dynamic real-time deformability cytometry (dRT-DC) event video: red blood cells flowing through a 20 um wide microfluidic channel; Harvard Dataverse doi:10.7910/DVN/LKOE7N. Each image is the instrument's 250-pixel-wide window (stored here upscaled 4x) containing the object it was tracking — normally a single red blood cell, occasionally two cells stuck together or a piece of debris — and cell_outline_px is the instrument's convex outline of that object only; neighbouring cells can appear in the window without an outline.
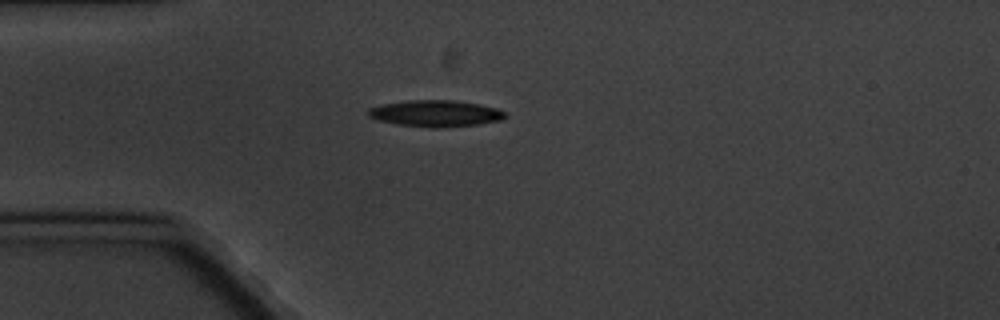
{"species": "common noctule bat (a hibernating species)", "species_latin": "Nyctalus noctula", "temperature_condition": "cold", "stored_images_in_passage": 5, "camera_frame_rate_fps": 3000, "um_per_image_px": 0.085, "animal": {"sex": "male", "body_mass_g": 20.1, "forearm_length_mm": 53.5}, "frame": {"image": 1, "passage_image": 1, "time_ms": 0.0, "image_size_px": [1000, 320], "cell_outline_px": [[508, 116], [500, 120], [480, 124], [440, 128], [432, 128], [396, 124], [376, 120], [368, 116], [368, 108], [380, 104], [408, 100], [456, 100], [480, 104], [496, 108], [504, 112]], "centroid_in_image_um": [37.0, 9.64], "position_along_channel_um": 48.0, "area_um2": 21.39}}